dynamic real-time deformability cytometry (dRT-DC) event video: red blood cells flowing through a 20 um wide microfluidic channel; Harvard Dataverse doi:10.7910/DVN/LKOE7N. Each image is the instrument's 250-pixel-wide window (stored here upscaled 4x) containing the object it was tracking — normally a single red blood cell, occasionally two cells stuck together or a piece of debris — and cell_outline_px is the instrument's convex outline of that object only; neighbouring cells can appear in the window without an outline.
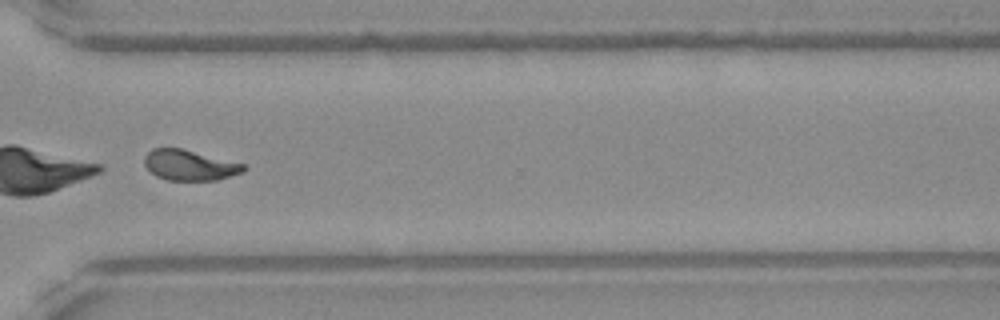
{"species": "Egyptian fruit bat (a non-hibernating species)", "species_latin": "Rousettus aegyptiacus", "temperature_condition": "warm", "stored_images_in_passage": 33, "camera_frame_rate_fps": 3000, "um_per_image_px": 0.085, "frame": {"image": 1, "passage_image": 28, "time_ms": 9.0, "image_size_px": [1000, 320], "cell_outline_px": [[248, 168], [244, 172], [216, 180], [168, 180], [156, 176], [144, 164], [144, 156], [152, 148], [180, 148], [244, 164]], "centroid_in_image_um": [16.12, 14.04], "position_along_channel_um": 354.5, "area_um2": 17.46}, "authors_computed_cell_mechanics": {"area_um2": 18.1492, "velocity_mm_per_s": 3.8837, "shape_relaxation_time_tau1_ms": 1.2607, "shape_relaxation_time_tau2_ms": 1.6277, "deformation_change_tau1": 0.2986, "deformation_change_tau2": 0.0779}}